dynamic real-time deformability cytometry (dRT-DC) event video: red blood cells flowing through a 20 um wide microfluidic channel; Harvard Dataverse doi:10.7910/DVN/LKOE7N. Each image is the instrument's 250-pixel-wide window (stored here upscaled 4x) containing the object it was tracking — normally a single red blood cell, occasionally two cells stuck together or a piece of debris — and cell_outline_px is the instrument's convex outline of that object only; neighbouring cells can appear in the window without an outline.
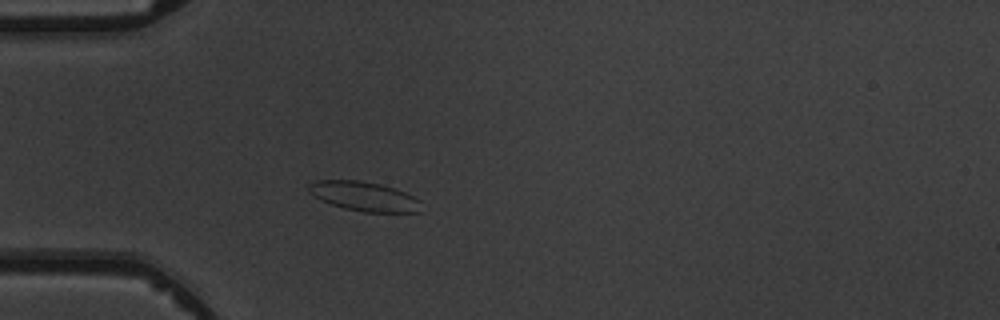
{"species": "common noctule bat (a hibernating species)", "species_latin": "Nyctalus noctula", "temperature_condition": "warm", "stored_images_in_passage": 3, "camera_frame_rate_fps": 3000, "um_per_image_px": 0.085, "animal": {"sex": "male", "body_mass_g": 19.5, "forearm_length_mm": 54.6}, "frame": {"image": 1, "passage_image": 3, "time_ms": 3.333, "image_size_px": [1000, 320], "cell_outline_px": [[424, 212], [364, 212], [344, 208], [320, 200], [308, 192], [308, 184], [316, 180], [360, 180], [380, 184], [404, 192], [420, 200]], "centroid_in_image_um": [30.95, 16.69], "position_along_channel_um": 54.0, "area_um2": 19.36}}